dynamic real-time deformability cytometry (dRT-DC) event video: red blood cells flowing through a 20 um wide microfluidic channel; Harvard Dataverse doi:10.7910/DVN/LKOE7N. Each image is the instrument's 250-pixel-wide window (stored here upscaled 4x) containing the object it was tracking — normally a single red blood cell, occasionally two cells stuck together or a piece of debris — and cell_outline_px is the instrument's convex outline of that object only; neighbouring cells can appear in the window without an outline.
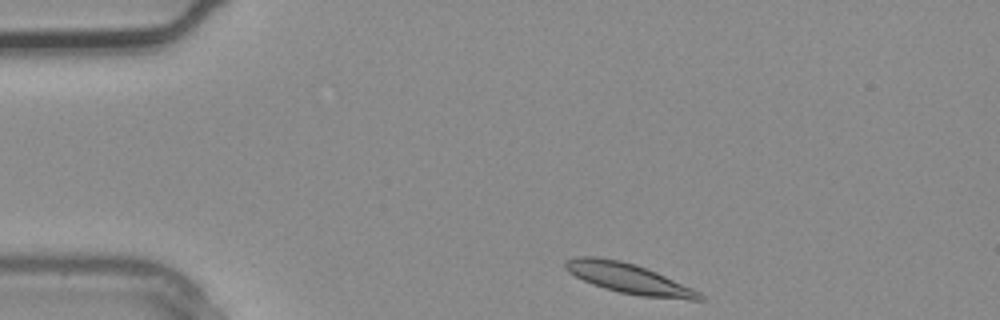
{"species": "common noctule bat (a hibernating species)", "species_latin": "Nyctalus noctula", "temperature_condition": "warm", "stored_images_in_passage": 3, "camera_frame_rate_fps": 3000, "um_per_image_px": 0.085, "animal": {"sex": "male", "body_mass_g": 20.4}, "frame": {"image": 1, "passage_image": 1, "time_ms": 0.0, "image_size_px": [1000, 320], "cell_outline_px": [[704, 300], [688, 300], [640, 296], [620, 292], [604, 288], [592, 284], [568, 272], [564, 268], [564, 260], [576, 256], [596, 256], [620, 260], [636, 264], [656, 272], [692, 288], [700, 292], [704, 296]], "centroid_in_image_um": [53.42, 23.66], "position_along_channel_um": 31.6, "area_um2": 23.64}}